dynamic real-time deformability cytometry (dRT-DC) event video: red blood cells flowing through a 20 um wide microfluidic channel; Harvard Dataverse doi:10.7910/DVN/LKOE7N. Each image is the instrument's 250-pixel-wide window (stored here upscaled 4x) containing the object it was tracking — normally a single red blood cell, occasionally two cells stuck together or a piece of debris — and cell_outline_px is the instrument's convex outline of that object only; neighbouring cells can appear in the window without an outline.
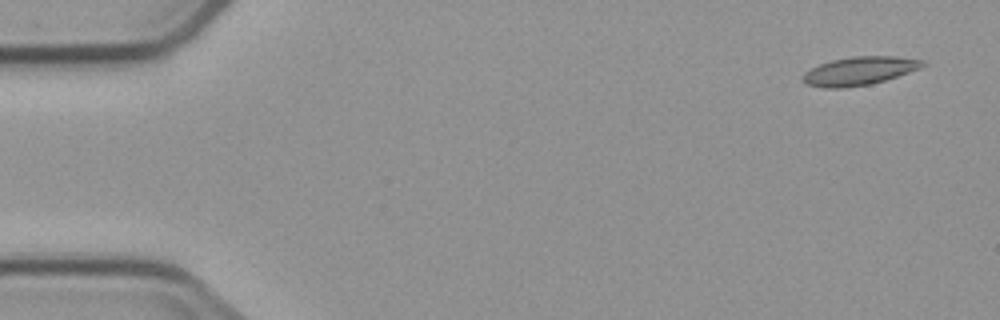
{"species": "common noctule bat (a hibernating species)", "species_latin": "Nyctalus noctula", "temperature_condition": "cold", "stored_images_in_passage": 6, "camera_frame_rate_fps": 3000, "um_per_image_px": 0.085, "animal": {"sex": "male", "body_mass_g": 23.1, "forearm_length_mm": 52.7}, "frame": {"image": 1, "passage_image": 1, "time_ms": 0.0, "image_size_px": [1000, 320], "cell_outline_px": [[928, 64], [920, 68], [872, 84], [840, 88], [824, 88], [808, 84], [804, 80], [804, 72], [820, 64], [832, 60], [852, 56], [892, 56], [924, 60]], "centroid_in_image_um": [73.07, 6.02], "position_along_channel_um": 11.9, "area_um2": 19.54}}
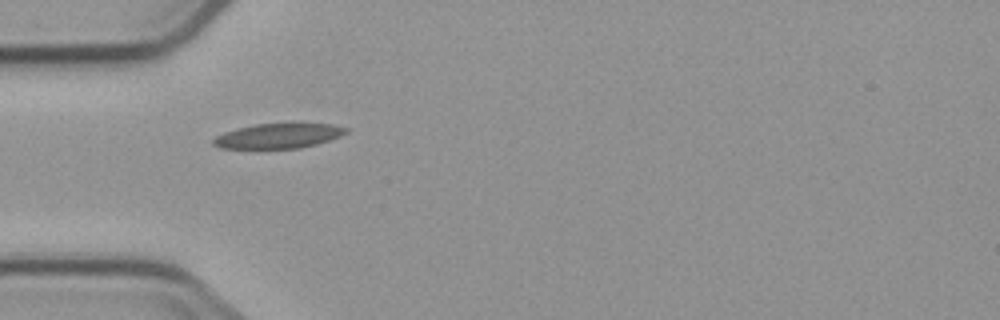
{"frame": {"image": 2, "passage_image": 5, "time_ms": 4.667, "image_size_px": [1000, 320], "cell_outline_px": [[348, 132], [340, 136], [316, 144], [300, 148], [220, 148], [212, 144], [212, 140], [216, 136], [224, 132], [236, 128], [256, 124], [292, 120], [300, 120], [332, 124], [348, 128]], "centroid_in_image_um": [23.72, 11.48], "position_along_channel_um": 61.3, "area_um2": 20.23}}
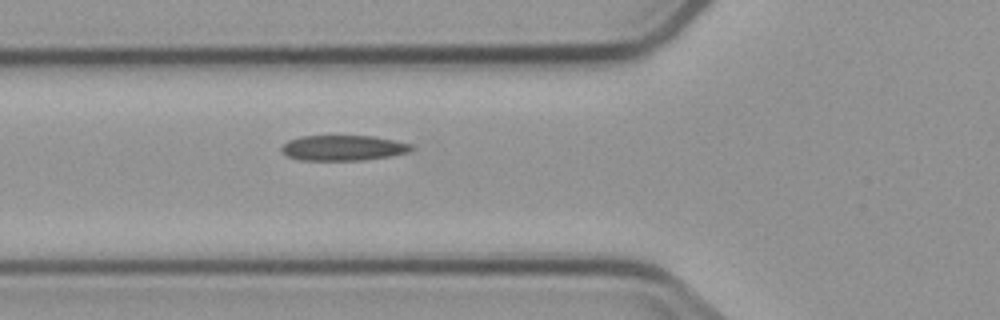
{"frame": {"image": 3, "passage_image": 6, "time_ms": 5.667, "image_size_px": [1000, 320], "cell_outline_px": [[416, 148], [408, 152], [388, 156], [364, 160], [300, 160], [288, 156], [280, 152], [280, 148], [288, 140], [300, 136], [372, 136], [412, 144]], "centroid_in_image_um": [29.14, 12.57], "position_along_channel_um": 96.7, "area_um2": 19.19}}